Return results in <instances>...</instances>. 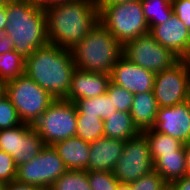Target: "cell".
Returning <instances> with one entry per match:
<instances>
[{
	"label": "cell",
	"instance_id": "cell-31",
	"mask_svg": "<svg viewBox=\"0 0 190 190\" xmlns=\"http://www.w3.org/2000/svg\"><path fill=\"white\" fill-rule=\"evenodd\" d=\"M132 190H168L169 184L155 170L131 183Z\"/></svg>",
	"mask_w": 190,
	"mask_h": 190
},
{
	"label": "cell",
	"instance_id": "cell-9",
	"mask_svg": "<svg viewBox=\"0 0 190 190\" xmlns=\"http://www.w3.org/2000/svg\"><path fill=\"white\" fill-rule=\"evenodd\" d=\"M152 170H154V162L149 144L146 136L140 132L125 141L121 158L112 172L119 182L131 184Z\"/></svg>",
	"mask_w": 190,
	"mask_h": 190
},
{
	"label": "cell",
	"instance_id": "cell-33",
	"mask_svg": "<svg viewBox=\"0 0 190 190\" xmlns=\"http://www.w3.org/2000/svg\"><path fill=\"white\" fill-rule=\"evenodd\" d=\"M17 126L0 130V150L9 155L16 154Z\"/></svg>",
	"mask_w": 190,
	"mask_h": 190
},
{
	"label": "cell",
	"instance_id": "cell-8",
	"mask_svg": "<svg viewBox=\"0 0 190 190\" xmlns=\"http://www.w3.org/2000/svg\"><path fill=\"white\" fill-rule=\"evenodd\" d=\"M67 170L53 146H45L32 160L17 167L16 181L48 190Z\"/></svg>",
	"mask_w": 190,
	"mask_h": 190
},
{
	"label": "cell",
	"instance_id": "cell-1",
	"mask_svg": "<svg viewBox=\"0 0 190 190\" xmlns=\"http://www.w3.org/2000/svg\"><path fill=\"white\" fill-rule=\"evenodd\" d=\"M50 44L72 50L99 22L95 0H77L45 9Z\"/></svg>",
	"mask_w": 190,
	"mask_h": 190
},
{
	"label": "cell",
	"instance_id": "cell-14",
	"mask_svg": "<svg viewBox=\"0 0 190 190\" xmlns=\"http://www.w3.org/2000/svg\"><path fill=\"white\" fill-rule=\"evenodd\" d=\"M149 34L178 58L188 47L189 28L174 13L164 23L154 25Z\"/></svg>",
	"mask_w": 190,
	"mask_h": 190
},
{
	"label": "cell",
	"instance_id": "cell-18",
	"mask_svg": "<svg viewBox=\"0 0 190 190\" xmlns=\"http://www.w3.org/2000/svg\"><path fill=\"white\" fill-rule=\"evenodd\" d=\"M45 146L43 139L34 130L33 125L27 123L18 125L16 154L12 155L16 166L32 160Z\"/></svg>",
	"mask_w": 190,
	"mask_h": 190
},
{
	"label": "cell",
	"instance_id": "cell-34",
	"mask_svg": "<svg viewBox=\"0 0 190 190\" xmlns=\"http://www.w3.org/2000/svg\"><path fill=\"white\" fill-rule=\"evenodd\" d=\"M173 13L190 28V0H171Z\"/></svg>",
	"mask_w": 190,
	"mask_h": 190
},
{
	"label": "cell",
	"instance_id": "cell-43",
	"mask_svg": "<svg viewBox=\"0 0 190 190\" xmlns=\"http://www.w3.org/2000/svg\"><path fill=\"white\" fill-rule=\"evenodd\" d=\"M117 190H132V185L130 183L119 182Z\"/></svg>",
	"mask_w": 190,
	"mask_h": 190
},
{
	"label": "cell",
	"instance_id": "cell-44",
	"mask_svg": "<svg viewBox=\"0 0 190 190\" xmlns=\"http://www.w3.org/2000/svg\"><path fill=\"white\" fill-rule=\"evenodd\" d=\"M22 2H28V3H32L38 6H42L43 4V0H20Z\"/></svg>",
	"mask_w": 190,
	"mask_h": 190
},
{
	"label": "cell",
	"instance_id": "cell-13",
	"mask_svg": "<svg viewBox=\"0 0 190 190\" xmlns=\"http://www.w3.org/2000/svg\"><path fill=\"white\" fill-rule=\"evenodd\" d=\"M155 74L122 55L112 68L110 81L133 94L153 92Z\"/></svg>",
	"mask_w": 190,
	"mask_h": 190
},
{
	"label": "cell",
	"instance_id": "cell-40",
	"mask_svg": "<svg viewBox=\"0 0 190 190\" xmlns=\"http://www.w3.org/2000/svg\"><path fill=\"white\" fill-rule=\"evenodd\" d=\"M77 0H43L42 8L45 10L46 8L53 7L56 5H61L65 3L75 2Z\"/></svg>",
	"mask_w": 190,
	"mask_h": 190
},
{
	"label": "cell",
	"instance_id": "cell-29",
	"mask_svg": "<svg viewBox=\"0 0 190 190\" xmlns=\"http://www.w3.org/2000/svg\"><path fill=\"white\" fill-rule=\"evenodd\" d=\"M88 181L92 190H117L119 184L112 171H88Z\"/></svg>",
	"mask_w": 190,
	"mask_h": 190
},
{
	"label": "cell",
	"instance_id": "cell-23",
	"mask_svg": "<svg viewBox=\"0 0 190 190\" xmlns=\"http://www.w3.org/2000/svg\"><path fill=\"white\" fill-rule=\"evenodd\" d=\"M142 133L147 138L153 162L164 154L176 153L184 145L179 139L156 132L154 129H147Z\"/></svg>",
	"mask_w": 190,
	"mask_h": 190
},
{
	"label": "cell",
	"instance_id": "cell-27",
	"mask_svg": "<svg viewBox=\"0 0 190 190\" xmlns=\"http://www.w3.org/2000/svg\"><path fill=\"white\" fill-rule=\"evenodd\" d=\"M48 190H92L88 181V171L67 170Z\"/></svg>",
	"mask_w": 190,
	"mask_h": 190
},
{
	"label": "cell",
	"instance_id": "cell-11",
	"mask_svg": "<svg viewBox=\"0 0 190 190\" xmlns=\"http://www.w3.org/2000/svg\"><path fill=\"white\" fill-rule=\"evenodd\" d=\"M153 94L158 108L190 100V79L179 60L170 68L155 74Z\"/></svg>",
	"mask_w": 190,
	"mask_h": 190
},
{
	"label": "cell",
	"instance_id": "cell-42",
	"mask_svg": "<svg viewBox=\"0 0 190 190\" xmlns=\"http://www.w3.org/2000/svg\"><path fill=\"white\" fill-rule=\"evenodd\" d=\"M187 175L190 176V142L184 144Z\"/></svg>",
	"mask_w": 190,
	"mask_h": 190
},
{
	"label": "cell",
	"instance_id": "cell-24",
	"mask_svg": "<svg viewBox=\"0 0 190 190\" xmlns=\"http://www.w3.org/2000/svg\"><path fill=\"white\" fill-rule=\"evenodd\" d=\"M141 4L150 29L164 23L173 14L171 0H141Z\"/></svg>",
	"mask_w": 190,
	"mask_h": 190
},
{
	"label": "cell",
	"instance_id": "cell-7",
	"mask_svg": "<svg viewBox=\"0 0 190 190\" xmlns=\"http://www.w3.org/2000/svg\"><path fill=\"white\" fill-rule=\"evenodd\" d=\"M46 146L76 136L77 109L73 102L55 99L33 124Z\"/></svg>",
	"mask_w": 190,
	"mask_h": 190
},
{
	"label": "cell",
	"instance_id": "cell-32",
	"mask_svg": "<svg viewBox=\"0 0 190 190\" xmlns=\"http://www.w3.org/2000/svg\"><path fill=\"white\" fill-rule=\"evenodd\" d=\"M17 166L11 155L0 150V182L9 184L16 180Z\"/></svg>",
	"mask_w": 190,
	"mask_h": 190
},
{
	"label": "cell",
	"instance_id": "cell-20",
	"mask_svg": "<svg viewBox=\"0 0 190 190\" xmlns=\"http://www.w3.org/2000/svg\"><path fill=\"white\" fill-rule=\"evenodd\" d=\"M154 170L170 185L172 182L187 176L184 145L176 151L160 156L154 162Z\"/></svg>",
	"mask_w": 190,
	"mask_h": 190
},
{
	"label": "cell",
	"instance_id": "cell-28",
	"mask_svg": "<svg viewBox=\"0 0 190 190\" xmlns=\"http://www.w3.org/2000/svg\"><path fill=\"white\" fill-rule=\"evenodd\" d=\"M106 93L117 111L130 112L134 99L133 93L111 81L108 84Z\"/></svg>",
	"mask_w": 190,
	"mask_h": 190
},
{
	"label": "cell",
	"instance_id": "cell-37",
	"mask_svg": "<svg viewBox=\"0 0 190 190\" xmlns=\"http://www.w3.org/2000/svg\"><path fill=\"white\" fill-rule=\"evenodd\" d=\"M6 190H45V189L33 185L24 184L15 180L14 182L7 184Z\"/></svg>",
	"mask_w": 190,
	"mask_h": 190
},
{
	"label": "cell",
	"instance_id": "cell-26",
	"mask_svg": "<svg viewBox=\"0 0 190 190\" xmlns=\"http://www.w3.org/2000/svg\"><path fill=\"white\" fill-rule=\"evenodd\" d=\"M76 136L85 142L92 143L104 136V122L91 115H77Z\"/></svg>",
	"mask_w": 190,
	"mask_h": 190
},
{
	"label": "cell",
	"instance_id": "cell-22",
	"mask_svg": "<svg viewBox=\"0 0 190 190\" xmlns=\"http://www.w3.org/2000/svg\"><path fill=\"white\" fill-rule=\"evenodd\" d=\"M73 103L76 106L77 115H91L103 121L117 111L107 93L92 98L78 99Z\"/></svg>",
	"mask_w": 190,
	"mask_h": 190
},
{
	"label": "cell",
	"instance_id": "cell-36",
	"mask_svg": "<svg viewBox=\"0 0 190 190\" xmlns=\"http://www.w3.org/2000/svg\"><path fill=\"white\" fill-rule=\"evenodd\" d=\"M14 50L13 40L4 33H0V54Z\"/></svg>",
	"mask_w": 190,
	"mask_h": 190
},
{
	"label": "cell",
	"instance_id": "cell-12",
	"mask_svg": "<svg viewBox=\"0 0 190 190\" xmlns=\"http://www.w3.org/2000/svg\"><path fill=\"white\" fill-rule=\"evenodd\" d=\"M156 132L190 142V100L170 107L158 108L153 128Z\"/></svg>",
	"mask_w": 190,
	"mask_h": 190
},
{
	"label": "cell",
	"instance_id": "cell-41",
	"mask_svg": "<svg viewBox=\"0 0 190 190\" xmlns=\"http://www.w3.org/2000/svg\"><path fill=\"white\" fill-rule=\"evenodd\" d=\"M134 0H95L97 6H107V5H114L118 3H124Z\"/></svg>",
	"mask_w": 190,
	"mask_h": 190
},
{
	"label": "cell",
	"instance_id": "cell-10",
	"mask_svg": "<svg viewBox=\"0 0 190 190\" xmlns=\"http://www.w3.org/2000/svg\"><path fill=\"white\" fill-rule=\"evenodd\" d=\"M123 55L134 64L154 73L170 68L179 60L149 33L127 41L123 45Z\"/></svg>",
	"mask_w": 190,
	"mask_h": 190
},
{
	"label": "cell",
	"instance_id": "cell-16",
	"mask_svg": "<svg viewBox=\"0 0 190 190\" xmlns=\"http://www.w3.org/2000/svg\"><path fill=\"white\" fill-rule=\"evenodd\" d=\"M124 145L125 141L105 136L90 143V157L85 171H113Z\"/></svg>",
	"mask_w": 190,
	"mask_h": 190
},
{
	"label": "cell",
	"instance_id": "cell-38",
	"mask_svg": "<svg viewBox=\"0 0 190 190\" xmlns=\"http://www.w3.org/2000/svg\"><path fill=\"white\" fill-rule=\"evenodd\" d=\"M179 61L184 66V69L190 79V47H187L184 53L179 57Z\"/></svg>",
	"mask_w": 190,
	"mask_h": 190
},
{
	"label": "cell",
	"instance_id": "cell-46",
	"mask_svg": "<svg viewBox=\"0 0 190 190\" xmlns=\"http://www.w3.org/2000/svg\"><path fill=\"white\" fill-rule=\"evenodd\" d=\"M7 184L0 182V190H6Z\"/></svg>",
	"mask_w": 190,
	"mask_h": 190
},
{
	"label": "cell",
	"instance_id": "cell-6",
	"mask_svg": "<svg viewBox=\"0 0 190 190\" xmlns=\"http://www.w3.org/2000/svg\"><path fill=\"white\" fill-rule=\"evenodd\" d=\"M5 95L23 123L33 125L55 100L25 73L5 83Z\"/></svg>",
	"mask_w": 190,
	"mask_h": 190
},
{
	"label": "cell",
	"instance_id": "cell-25",
	"mask_svg": "<svg viewBox=\"0 0 190 190\" xmlns=\"http://www.w3.org/2000/svg\"><path fill=\"white\" fill-rule=\"evenodd\" d=\"M25 72V59L11 50L0 54V81L6 83L16 79Z\"/></svg>",
	"mask_w": 190,
	"mask_h": 190
},
{
	"label": "cell",
	"instance_id": "cell-35",
	"mask_svg": "<svg viewBox=\"0 0 190 190\" xmlns=\"http://www.w3.org/2000/svg\"><path fill=\"white\" fill-rule=\"evenodd\" d=\"M170 190H190V176H184L169 185Z\"/></svg>",
	"mask_w": 190,
	"mask_h": 190
},
{
	"label": "cell",
	"instance_id": "cell-2",
	"mask_svg": "<svg viewBox=\"0 0 190 190\" xmlns=\"http://www.w3.org/2000/svg\"><path fill=\"white\" fill-rule=\"evenodd\" d=\"M76 66L71 50L47 44L25 59V74L54 99H65Z\"/></svg>",
	"mask_w": 190,
	"mask_h": 190
},
{
	"label": "cell",
	"instance_id": "cell-5",
	"mask_svg": "<svg viewBox=\"0 0 190 190\" xmlns=\"http://www.w3.org/2000/svg\"><path fill=\"white\" fill-rule=\"evenodd\" d=\"M99 22L122 44L149 33L141 0L97 6Z\"/></svg>",
	"mask_w": 190,
	"mask_h": 190
},
{
	"label": "cell",
	"instance_id": "cell-48",
	"mask_svg": "<svg viewBox=\"0 0 190 190\" xmlns=\"http://www.w3.org/2000/svg\"><path fill=\"white\" fill-rule=\"evenodd\" d=\"M188 47H190V28H189V34H188Z\"/></svg>",
	"mask_w": 190,
	"mask_h": 190
},
{
	"label": "cell",
	"instance_id": "cell-45",
	"mask_svg": "<svg viewBox=\"0 0 190 190\" xmlns=\"http://www.w3.org/2000/svg\"><path fill=\"white\" fill-rule=\"evenodd\" d=\"M5 95V83L0 81V99Z\"/></svg>",
	"mask_w": 190,
	"mask_h": 190
},
{
	"label": "cell",
	"instance_id": "cell-4",
	"mask_svg": "<svg viewBox=\"0 0 190 190\" xmlns=\"http://www.w3.org/2000/svg\"><path fill=\"white\" fill-rule=\"evenodd\" d=\"M71 53L77 69L110 75L123 55V45L98 22Z\"/></svg>",
	"mask_w": 190,
	"mask_h": 190
},
{
	"label": "cell",
	"instance_id": "cell-3",
	"mask_svg": "<svg viewBox=\"0 0 190 190\" xmlns=\"http://www.w3.org/2000/svg\"><path fill=\"white\" fill-rule=\"evenodd\" d=\"M6 13L3 33L12 38L14 51L24 59L49 44L46 12L41 6L17 0L6 4Z\"/></svg>",
	"mask_w": 190,
	"mask_h": 190
},
{
	"label": "cell",
	"instance_id": "cell-39",
	"mask_svg": "<svg viewBox=\"0 0 190 190\" xmlns=\"http://www.w3.org/2000/svg\"><path fill=\"white\" fill-rule=\"evenodd\" d=\"M7 21L6 4L0 3V33L4 32Z\"/></svg>",
	"mask_w": 190,
	"mask_h": 190
},
{
	"label": "cell",
	"instance_id": "cell-30",
	"mask_svg": "<svg viewBox=\"0 0 190 190\" xmlns=\"http://www.w3.org/2000/svg\"><path fill=\"white\" fill-rule=\"evenodd\" d=\"M22 123L16 108L10 99L4 95L0 99V130L12 128Z\"/></svg>",
	"mask_w": 190,
	"mask_h": 190
},
{
	"label": "cell",
	"instance_id": "cell-15",
	"mask_svg": "<svg viewBox=\"0 0 190 190\" xmlns=\"http://www.w3.org/2000/svg\"><path fill=\"white\" fill-rule=\"evenodd\" d=\"M110 75L75 69L70 89L65 100L74 102L78 99L92 98L106 93Z\"/></svg>",
	"mask_w": 190,
	"mask_h": 190
},
{
	"label": "cell",
	"instance_id": "cell-47",
	"mask_svg": "<svg viewBox=\"0 0 190 190\" xmlns=\"http://www.w3.org/2000/svg\"><path fill=\"white\" fill-rule=\"evenodd\" d=\"M14 1H17V0H0V3L7 4V3H10V2H14Z\"/></svg>",
	"mask_w": 190,
	"mask_h": 190
},
{
	"label": "cell",
	"instance_id": "cell-17",
	"mask_svg": "<svg viewBox=\"0 0 190 190\" xmlns=\"http://www.w3.org/2000/svg\"><path fill=\"white\" fill-rule=\"evenodd\" d=\"M68 170H83L88 167L90 143L77 136L56 142L52 145Z\"/></svg>",
	"mask_w": 190,
	"mask_h": 190
},
{
	"label": "cell",
	"instance_id": "cell-19",
	"mask_svg": "<svg viewBox=\"0 0 190 190\" xmlns=\"http://www.w3.org/2000/svg\"><path fill=\"white\" fill-rule=\"evenodd\" d=\"M157 111L158 105L153 92L134 94L130 114L140 132L153 128Z\"/></svg>",
	"mask_w": 190,
	"mask_h": 190
},
{
	"label": "cell",
	"instance_id": "cell-21",
	"mask_svg": "<svg viewBox=\"0 0 190 190\" xmlns=\"http://www.w3.org/2000/svg\"><path fill=\"white\" fill-rule=\"evenodd\" d=\"M104 136L127 141L140 133L134 125L130 112L116 111L104 120Z\"/></svg>",
	"mask_w": 190,
	"mask_h": 190
}]
</instances>
